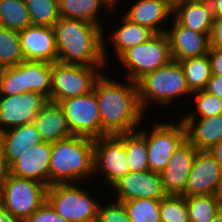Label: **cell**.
Wrapping results in <instances>:
<instances>
[{
    "label": "cell",
    "mask_w": 222,
    "mask_h": 222,
    "mask_svg": "<svg viewBox=\"0 0 222 222\" xmlns=\"http://www.w3.org/2000/svg\"><path fill=\"white\" fill-rule=\"evenodd\" d=\"M121 83L103 72L96 80V94L101 128L107 135H119L139 129L145 120L138 94L137 83L122 79ZM125 80V82H124Z\"/></svg>",
    "instance_id": "6da1fadb"
},
{
    "label": "cell",
    "mask_w": 222,
    "mask_h": 222,
    "mask_svg": "<svg viewBox=\"0 0 222 222\" xmlns=\"http://www.w3.org/2000/svg\"><path fill=\"white\" fill-rule=\"evenodd\" d=\"M58 62L106 67L104 29L76 19L59 18L53 26Z\"/></svg>",
    "instance_id": "7a4b0ae2"
},
{
    "label": "cell",
    "mask_w": 222,
    "mask_h": 222,
    "mask_svg": "<svg viewBox=\"0 0 222 222\" xmlns=\"http://www.w3.org/2000/svg\"><path fill=\"white\" fill-rule=\"evenodd\" d=\"M50 158V185L95 180L93 138L71 135L51 143Z\"/></svg>",
    "instance_id": "3957f363"
},
{
    "label": "cell",
    "mask_w": 222,
    "mask_h": 222,
    "mask_svg": "<svg viewBox=\"0 0 222 222\" xmlns=\"http://www.w3.org/2000/svg\"><path fill=\"white\" fill-rule=\"evenodd\" d=\"M137 87L139 101L146 114L149 112V105L151 107L152 104H154V107L160 105L161 108L173 106L177 102L176 100L182 96H184L183 98L189 97L187 98L188 102H184L187 105L192 94L187 86L183 69L179 62L175 60L146 74L137 82Z\"/></svg>",
    "instance_id": "277c9868"
},
{
    "label": "cell",
    "mask_w": 222,
    "mask_h": 222,
    "mask_svg": "<svg viewBox=\"0 0 222 222\" xmlns=\"http://www.w3.org/2000/svg\"><path fill=\"white\" fill-rule=\"evenodd\" d=\"M80 183H57L47 187L46 201L68 222H97L99 198ZM81 185V187H80ZM89 191V192H88Z\"/></svg>",
    "instance_id": "5b68a950"
},
{
    "label": "cell",
    "mask_w": 222,
    "mask_h": 222,
    "mask_svg": "<svg viewBox=\"0 0 222 222\" xmlns=\"http://www.w3.org/2000/svg\"><path fill=\"white\" fill-rule=\"evenodd\" d=\"M166 33H155L142 44L125 51L116 61L125 69V79L137 83L146 74L172 61ZM126 75V76H125Z\"/></svg>",
    "instance_id": "8992f818"
},
{
    "label": "cell",
    "mask_w": 222,
    "mask_h": 222,
    "mask_svg": "<svg viewBox=\"0 0 222 222\" xmlns=\"http://www.w3.org/2000/svg\"><path fill=\"white\" fill-rule=\"evenodd\" d=\"M157 120L152 127L147 125L146 128L144 121L138 130L146 137L149 170L161 173L175 150L186 139V129L180 119L173 122L161 121L160 118Z\"/></svg>",
    "instance_id": "52a82bcc"
},
{
    "label": "cell",
    "mask_w": 222,
    "mask_h": 222,
    "mask_svg": "<svg viewBox=\"0 0 222 222\" xmlns=\"http://www.w3.org/2000/svg\"><path fill=\"white\" fill-rule=\"evenodd\" d=\"M105 67L62 62L52 63V88L50 101H60L79 97L93 90L96 80Z\"/></svg>",
    "instance_id": "ba28073f"
},
{
    "label": "cell",
    "mask_w": 222,
    "mask_h": 222,
    "mask_svg": "<svg viewBox=\"0 0 222 222\" xmlns=\"http://www.w3.org/2000/svg\"><path fill=\"white\" fill-rule=\"evenodd\" d=\"M46 192L45 184L10 174L0 190V203L15 218L25 222L46 202Z\"/></svg>",
    "instance_id": "9c48e42d"
},
{
    "label": "cell",
    "mask_w": 222,
    "mask_h": 222,
    "mask_svg": "<svg viewBox=\"0 0 222 222\" xmlns=\"http://www.w3.org/2000/svg\"><path fill=\"white\" fill-rule=\"evenodd\" d=\"M129 172L124 133L94 139V178L96 175L98 179L102 176V180L106 181L101 180L100 184L102 182L106 188L108 186L112 193L111 187Z\"/></svg>",
    "instance_id": "30bf717a"
},
{
    "label": "cell",
    "mask_w": 222,
    "mask_h": 222,
    "mask_svg": "<svg viewBox=\"0 0 222 222\" xmlns=\"http://www.w3.org/2000/svg\"><path fill=\"white\" fill-rule=\"evenodd\" d=\"M72 135L100 138L107 134L101 128L100 112L95 92L59 102Z\"/></svg>",
    "instance_id": "8fae6325"
},
{
    "label": "cell",
    "mask_w": 222,
    "mask_h": 222,
    "mask_svg": "<svg viewBox=\"0 0 222 222\" xmlns=\"http://www.w3.org/2000/svg\"><path fill=\"white\" fill-rule=\"evenodd\" d=\"M48 98L37 92H26L13 96L0 95V133L33 123L37 113L48 102Z\"/></svg>",
    "instance_id": "7c38bea8"
},
{
    "label": "cell",
    "mask_w": 222,
    "mask_h": 222,
    "mask_svg": "<svg viewBox=\"0 0 222 222\" xmlns=\"http://www.w3.org/2000/svg\"><path fill=\"white\" fill-rule=\"evenodd\" d=\"M222 181V169L208 150H197L183 197L215 195Z\"/></svg>",
    "instance_id": "4fadbf2b"
},
{
    "label": "cell",
    "mask_w": 222,
    "mask_h": 222,
    "mask_svg": "<svg viewBox=\"0 0 222 222\" xmlns=\"http://www.w3.org/2000/svg\"><path fill=\"white\" fill-rule=\"evenodd\" d=\"M111 189L114 190V193L112 195L110 193L109 197L121 202L140 198L161 200L167 196L162 186L160 173L151 170L129 172Z\"/></svg>",
    "instance_id": "5bb4252c"
},
{
    "label": "cell",
    "mask_w": 222,
    "mask_h": 222,
    "mask_svg": "<svg viewBox=\"0 0 222 222\" xmlns=\"http://www.w3.org/2000/svg\"><path fill=\"white\" fill-rule=\"evenodd\" d=\"M197 149L185 139L175 150L160 173L162 186L167 195L182 196L192 169Z\"/></svg>",
    "instance_id": "9a60e30c"
},
{
    "label": "cell",
    "mask_w": 222,
    "mask_h": 222,
    "mask_svg": "<svg viewBox=\"0 0 222 222\" xmlns=\"http://www.w3.org/2000/svg\"><path fill=\"white\" fill-rule=\"evenodd\" d=\"M25 61L54 63L58 61L53 27L30 25L18 31Z\"/></svg>",
    "instance_id": "2e32d148"
},
{
    "label": "cell",
    "mask_w": 222,
    "mask_h": 222,
    "mask_svg": "<svg viewBox=\"0 0 222 222\" xmlns=\"http://www.w3.org/2000/svg\"><path fill=\"white\" fill-rule=\"evenodd\" d=\"M10 165V174L23 179H31L50 186L51 143L41 142L22 151Z\"/></svg>",
    "instance_id": "e0dca14e"
},
{
    "label": "cell",
    "mask_w": 222,
    "mask_h": 222,
    "mask_svg": "<svg viewBox=\"0 0 222 222\" xmlns=\"http://www.w3.org/2000/svg\"><path fill=\"white\" fill-rule=\"evenodd\" d=\"M173 1L134 0L122 16L133 23L149 28L154 33H166L173 17Z\"/></svg>",
    "instance_id": "ac0fdd59"
},
{
    "label": "cell",
    "mask_w": 222,
    "mask_h": 222,
    "mask_svg": "<svg viewBox=\"0 0 222 222\" xmlns=\"http://www.w3.org/2000/svg\"><path fill=\"white\" fill-rule=\"evenodd\" d=\"M172 20L166 34L173 60L179 62L209 53L211 34L197 33L180 25L173 17Z\"/></svg>",
    "instance_id": "d6986e66"
},
{
    "label": "cell",
    "mask_w": 222,
    "mask_h": 222,
    "mask_svg": "<svg viewBox=\"0 0 222 222\" xmlns=\"http://www.w3.org/2000/svg\"><path fill=\"white\" fill-rule=\"evenodd\" d=\"M118 18L121 19L119 22L120 25L117 26L118 28L116 27L115 30L112 29L113 31L110 30L112 33L108 32V36H106V31L104 30V59L106 65L110 62V59H108L110 58V54L107 52L108 48L110 49L111 47V49L114 50L111 52L114 53V58L116 57L117 60L125 51L144 43L155 34L149 28L133 23L124 16ZM108 42L111 44L110 47L107 45Z\"/></svg>",
    "instance_id": "ffe728a7"
},
{
    "label": "cell",
    "mask_w": 222,
    "mask_h": 222,
    "mask_svg": "<svg viewBox=\"0 0 222 222\" xmlns=\"http://www.w3.org/2000/svg\"><path fill=\"white\" fill-rule=\"evenodd\" d=\"M173 18L197 33L211 34L214 15L211 3L195 0H174Z\"/></svg>",
    "instance_id": "44dd1931"
},
{
    "label": "cell",
    "mask_w": 222,
    "mask_h": 222,
    "mask_svg": "<svg viewBox=\"0 0 222 222\" xmlns=\"http://www.w3.org/2000/svg\"><path fill=\"white\" fill-rule=\"evenodd\" d=\"M186 129V139L197 150H209L222 141V114L208 118H179Z\"/></svg>",
    "instance_id": "7402d4cb"
},
{
    "label": "cell",
    "mask_w": 222,
    "mask_h": 222,
    "mask_svg": "<svg viewBox=\"0 0 222 222\" xmlns=\"http://www.w3.org/2000/svg\"><path fill=\"white\" fill-rule=\"evenodd\" d=\"M43 142L34 123L20 125L0 133V152L11 165L22 151Z\"/></svg>",
    "instance_id": "603a6c76"
},
{
    "label": "cell",
    "mask_w": 222,
    "mask_h": 222,
    "mask_svg": "<svg viewBox=\"0 0 222 222\" xmlns=\"http://www.w3.org/2000/svg\"><path fill=\"white\" fill-rule=\"evenodd\" d=\"M33 123L45 142L54 143L72 135L63 109L57 102L48 100Z\"/></svg>",
    "instance_id": "cb8c5ba5"
},
{
    "label": "cell",
    "mask_w": 222,
    "mask_h": 222,
    "mask_svg": "<svg viewBox=\"0 0 222 222\" xmlns=\"http://www.w3.org/2000/svg\"><path fill=\"white\" fill-rule=\"evenodd\" d=\"M22 93L37 92L50 99L52 64L37 61L21 63Z\"/></svg>",
    "instance_id": "d4e9b609"
},
{
    "label": "cell",
    "mask_w": 222,
    "mask_h": 222,
    "mask_svg": "<svg viewBox=\"0 0 222 222\" xmlns=\"http://www.w3.org/2000/svg\"><path fill=\"white\" fill-rule=\"evenodd\" d=\"M60 18L76 19L102 26V9L110 11L103 0H58ZM100 13V14H99Z\"/></svg>",
    "instance_id": "484cf974"
},
{
    "label": "cell",
    "mask_w": 222,
    "mask_h": 222,
    "mask_svg": "<svg viewBox=\"0 0 222 222\" xmlns=\"http://www.w3.org/2000/svg\"><path fill=\"white\" fill-rule=\"evenodd\" d=\"M187 86L191 93L201 91L206 88L208 80L211 78V62L208 54L179 61Z\"/></svg>",
    "instance_id": "4316f807"
},
{
    "label": "cell",
    "mask_w": 222,
    "mask_h": 222,
    "mask_svg": "<svg viewBox=\"0 0 222 222\" xmlns=\"http://www.w3.org/2000/svg\"><path fill=\"white\" fill-rule=\"evenodd\" d=\"M124 144L130 172L149 170L146 137L139 130L124 133Z\"/></svg>",
    "instance_id": "83f0119b"
},
{
    "label": "cell",
    "mask_w": 222,
    "mask_h": 222,
    "mask_svg": "<svg viewBox=\"0 0 222 222\" xmlns=\"http://www.w3.org/2000/svg\"><path fill=\"white\" fill-rule=\"evenodd\" d=\"M31 24L24 0H0V26L20 31Z\"/></svg>",
    "instance_id": "f1b7e54d"
},
{
    "label": "cell",
    "mask_w": 222,
    "mask_h": 222,
    "mask_svg": "<svg viewBox=\"0 0 222 222\" xmlns=\"http://www.w3.org/2000/svg\"><path fill=\"white\" fill-rule=\"evenodd\" d=\"M194 98L189 103V107L184 111L185 113L180 118H208L222 114V100L217 96L208 93L205 90L196 91L191 94V98ZM193 109V110H192ZM188 112V113H186Z\"/></svg>",
    "instance_id": "f546056e"
},
{
    "label": "cell",
    "mask_w": 222,
    "mask_h": 222,
    "mask_svg": "<svg viewBox=\"0 0 222 222\" xmlns=\"http://www.w3.org/2000/svg\"><path fill=\"white\" fill-rule=\"evenodd\" d=\"M18 31L0 26V69L24 62Z\"/></svg>",
    "instance_id": "4dcf8cb0"
},
{
    "label": "cell",
    "mask_w": 222,
    "mask_h": 222,
    "mask_svg": "<svg viewBox=\"0 0 222 222\" xmlns=\"http://www.w3.org/2000/svg\"><path fill=\"white\" fill-rule=\"evenodd\" d=\"M190 222H211L221 206L215 195L185 197Z\"/></svg>",
    "instance_id": "1f68e13d"
},
{
    "label": "cell",
    "mask_w": 222,
    "mask_h": 222,
    "mask_svg": "<svg viewBox=\"0 0 222 222\" xmlns=\"http://www.w3.org/2000/svg\"><path fill=\"white\" fill-rule=\"evenodd\" d=\"M32 25L53 27L60 18L58 0H24Z\"/></svg>",
    "instance_id": "d6a6232c"
},
{
    "label": "cell",
    "mask_w": 222,
    "mask_h": 222,
    "mask_svg": "<svg viewBox=\"0 0 222 222\" xmlns=\"http://www.w3.org/2000/svg\"><path fill=\"white\" fill-rule=\"evenodd\" d=\"M160 202L144 198L122 201L131 222H160Z\"/></svg>",
    "instance_id": "836d02e7"
},
{
    "label": "cell",
    "mask_w": 222,
    "mask_h": 222,
    "mask_svg": "<svg viewBox=\"0 0 222 222\" xmlns=\"http://www.w3.org/2000/svg\"><path fill=\"white\" fill-rule=\"evenodd\" d=\"M160 222H190L185 197L167 195L161 199Z\"/></svg>",
    "instance_id": "e575fe53"
},
{
    "label": "cell",
    "mask_w": 222,
    "mask_h": 222,
    "mask_svg": "<svg viewBox=\"0 0 222 222\" xmlns=\"http://www.w3.org/2000/svg\"><path fill=\"white\" fill-rule=\"evenodd\" d=\"M21 93V63L0 69V95L13 96Z\"/></svg>",
    "instance_id": "d590c367"
},
{
    "label": "cell",
    "mask_w": 222,
    "mask_h": 222,
    "mask_svg": "<svg viewBox=\"0 0 222 222\" xmlns=\"http://www.w3.org/2000/svg\"><path fill=\"white\" fill-rule=\"evenodd\" d=\"M103 200L107 202L103 205V201L100 203L97 222H131L127 210L121 201L112 200L110 197Z\"/></svg>",
    "instance_id": "8d00e7d4"
},
{
    "label": "cell",
    "mask_w": 222,
    "mask_h": 222,
    "mask_svg": "<svg viewBox=\"0 0 222 222\" xmlns=\"http://www.w3.org/2000/svg\"><path fill=\"white\" fill-rule=\"evenodd\" d=\"M25 222H68L58 215L46 201Z\"/></svg>",
    "instance_id": "74e56055"
},
{
    "label": "cell",
    "mask_w": 222,
    "mask_h": 222,
    "mask_svg": "<svg viewBox=\"0 0 222 222\" xmlns=\"http://www.w3.org/2000/svg\"><path fill=\"white\" fill-rule=\"evenodd\" d=\"M210 47L222 49V17L214 18L210 35Z\"/></svg>",
    "instance_id": "f35d334b"
},
{
    "label": "cell",
    "mask_w": 222,
    "mask_h": 222,
    "mask_svg": "<svg viewBox=\"0 0 222 222\" xmlns=\"http://www.w3.org/2000/svg\"><path fill=\"white\" fill-rule=\"evenodd\" d=\"M208 56L212 74L222 76V49L210 47Z\"/></svg>",
    "instance_id": "ab89813d"
},
{
    "label": "cell",
    "mask_w": 222,
    "mask_h": 222,
    "mask_svg": "<svg viewBox=\"0 0 222 222\" xmlns=\"http://www.w3.org/2000/svg\"><path fill=\"white\" fill-rule=\"evenodd\" d=\"M204 90L222 100V76L212 74Z\"/></svg>",
    "instance_id": "60d3db41"
},
{
    "label": "cell",
    "mask_w": 222,
    "mask_h": 222,
    "mask_svg": "<svg viewBox=\"0 0 222 222\" xmlns=\"http://www.w3.org/2000/svg\"><path fill=\"white\" fill-rule=\"evenodd\" d=\"M10 175V165L0 152V190L3 188L6 180Z\"/></svg>",
    "instance_id": "b9f144b4"
},
{
    "label": "cell",
    "mask_w": 222,
    "mask_h": 222,
    "mask_svg": "<svg viewBox=\"0 0 222 222\" xmlns=\"http://www.w3.org/2000/svg\"><path fill=\"white\" fill-rule=\"evenodd\" d=\"M0 222H22L15 218L1 203H0Z\"/></svg>",
    "instance_id": "7bdbcfd3"
},
{
    "label": "cell",
    "mask_w": 222,
    "mask_h": 222,
    "mask_svg": "<svg viewBox=\"0 0 222 222\" xmlns=\"http://www.w3.org/2000/svg\"><path fill=\"white\" fill-rule=\"evenodd\" d=\"M208 151L213 155V157L220 164L222 169V141L212 146Z\"/></svg>",
    "instance_id": "ee69618b"
},
{
    "label": "cell",
    "mask_w": 222,
    "mask_h": 222,
    "mask_svg": "<svg viewBox=\"0 0 222 222\" xmlns=\"http://www.w3.org/2000/svg\"><path fill=\"white\" fill-rule=\"evenodd\" d=\"M213 15L215 18L222 17V0H213L211 2Z\"/></svg>",
    "instance_id": "f6af8a7d"
},
{
    "label": "cell",
    "mask_w": 222,
    "mask_h": 222,
    "mask_svg": "<svg viewBox=\"0 0 222 222\" xmlns=\"http://www.w3.org/2000/svg\"><path fill=\"white\" fill-rule=\"evenodd\" d=\"M107 5L108 7L111 9V14L112 12L114 11L115 7L117 8L118 4L119 3H123L121 1L123 0H103ZM113 10V11H112Z\"/></svg>",
    "instance_id": "bcb514c9"
},
{
    "label": "cell",
    "mask_w": 222,
    "mask_h": 222,
    "mask_svg": "<svg viewBox=\"0 0 222 222\" xmlns=\"http://www.w3.org/2000/svg\"><path fill=\"white\" fill-rule=\"evenodd\" d=\"M217 198L219 200V204H220L221 210H222V181L220 183V188H219V191L217 193Z\"/></svg>",
    "instance_id": "7dc6e473"
},
{
    "label": "cell",
    "mask_w": 222,
    "mask_h": 222,
    "mask_svg": "<svg viewBox=\"0 0 222 222\" xmlns=\"http://www.w3.org/2000/svg\"><path fill=\"white\" fill-rule=\"evenodd\" d=\"M211 222H222V210L213 217Z\"/></svg>",
    "instance_id": "c3c4849f"
},
{
    "label": "cell",
    "mask_w": 222,
    "mask_h": 222,
    "mask_svg": "<svg viewBox=\"0 0 222 222\" xmlns=\"http://www.w3.org/2000/svg\"><path fill=\"white\" fill-rule=\"evenodd\" d=\"M195 1H203V2H207V3H211L213 0H195Z\"/></svg>",
    "instance_id": "681fc988"
}]
</instances>
